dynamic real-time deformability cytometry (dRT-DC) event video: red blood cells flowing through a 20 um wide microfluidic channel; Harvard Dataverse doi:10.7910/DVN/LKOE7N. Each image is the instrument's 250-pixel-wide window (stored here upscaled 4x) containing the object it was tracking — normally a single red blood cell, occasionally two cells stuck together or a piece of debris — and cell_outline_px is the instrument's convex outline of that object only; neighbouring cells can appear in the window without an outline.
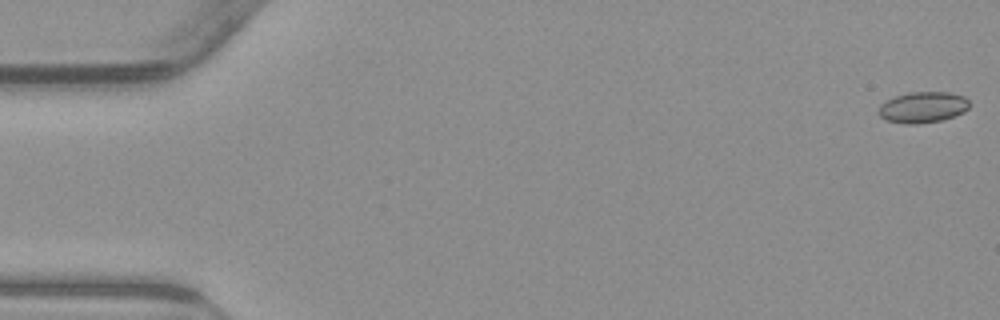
{"species": "common noctule bat (a hibernating species)", "species_latin": "Nyctalus noctula", "temperature_condition": "warm", "stored_images_in_passage": 50, "camera_frame_rate_fps": 3000, "um_per_image_px": 0.085, "animal": {"sex": "male", "body_mass_g": 23.1, "forearm_length_mm": 52.7}, "frame": {"image": 1, "passage_image": 1, "time_ms": 0.0, "image_size_px": [1000, 320], "cell_outline_px": [[968, 108], [964, 112], [956, 116], [940, 120], [916, 124], [904, 124], [884, 120], [880, 116], [880, 104], [896, 96], [908, 92], [948, 92], [964, 96], [968, 100]], "centroid_in_image_um": [78.45, 9.12], "position_along_channel_um": 6.6, "area_um2": 16.36}}
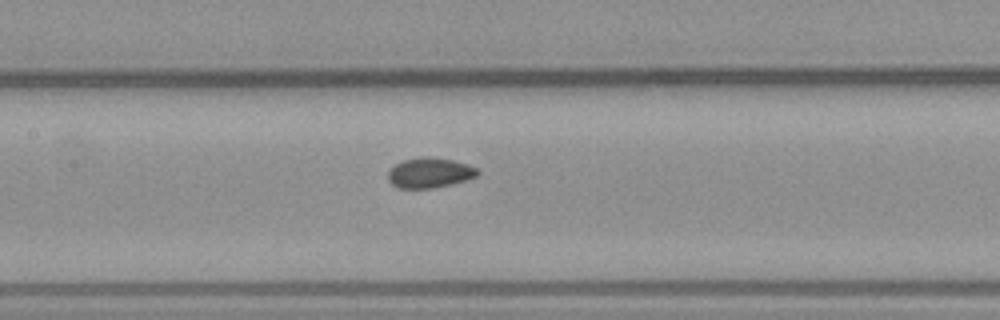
{"frame": {"image": 2, "passage_image": 26, "time_ms": 8.333, "image_size_px": [1000, 320], "cell_outline_px": [[480, 172], [476, 176], [452, 184], [432, 188], [400, 188], [392, 184], [388, 180], [388, 172], [396, 164], [404, 160], [428, 156], [452, 160], [468, 164], [476, 168]], "centroid_in_image_um": [36.53, 14.69], "position_along_channel_um": 170.9, "area_um2": 15.49}}
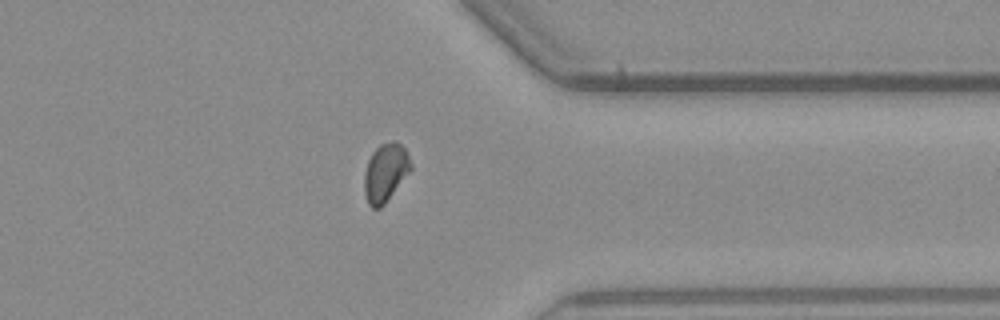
{"frame": {"image": 3, "passage_image": 43, "time_ms": 14.0, "image_size_px": [1000, 320], "cell_outline_px": [[412, 168], [384, 204], [380, 208], [372, 208], [368, 204], [364, 192], [364, 172], [368, 160], [372, 152], [380, 144], [392, 140], [400, 144], [404, 148], [412, 164]], "centroid_in_image_um": [32.74, 14.66], "position_along_channel_um": 378.7, "area_um2": 15.66}}